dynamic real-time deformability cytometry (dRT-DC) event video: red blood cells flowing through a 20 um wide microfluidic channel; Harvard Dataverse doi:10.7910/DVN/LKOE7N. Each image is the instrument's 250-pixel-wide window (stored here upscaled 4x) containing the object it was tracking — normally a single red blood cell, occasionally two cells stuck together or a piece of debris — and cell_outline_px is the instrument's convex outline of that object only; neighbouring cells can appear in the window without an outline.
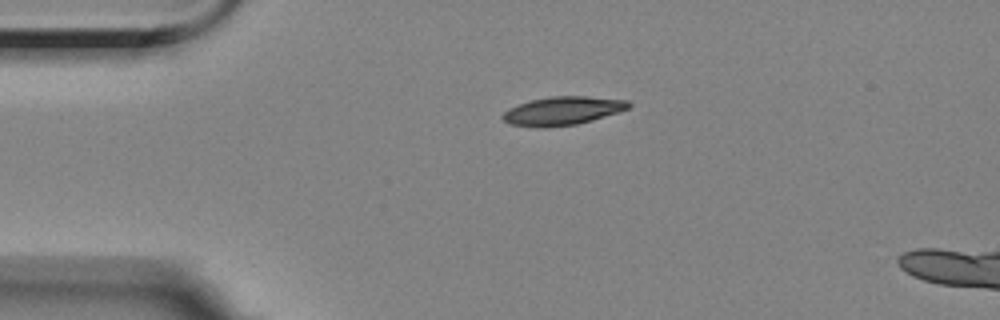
{"species": "Egyptian fruit bat (a non-hibernating species)", "species_latin": "Rousettus aegyptiacus", "temperature_condition": "room temperature", "stored_images_in_passage": 6, "camera_frame_rate_fps": 3000, "um_per_image_px": 0.085, "animal": {"sex": "female"}, "frame": {"image": 1, "passage_image": 1, "time_ms": 0.0, "image_size_px": [1000, 320], "cell_outline_px": [[632, 104], [628, 108], [592, 120], [576, 124], [548, 128], [536, 128], [508, 124], [500, 116], [508, 108], [532, 100], [548, 96], [588, 96], [628, 100]], "centroid_in_image_um": [47.77, 9.43], "position_along_channel_um": 37.2, "area_um2": 20.98}}